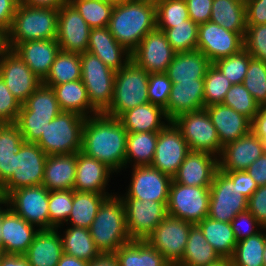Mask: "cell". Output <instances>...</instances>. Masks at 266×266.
<instances>
[{"label":"cell","mask_w":266,"mask_h":266,"mask_svg":"<svg viewBox=\"0 0 266 266\" xmlns=\"http://www.w3.org/2000/svg\"><path fill=\"white\" fill-rule=\"evenodd\" d=\"M127 136L118 118L104 113L90 116L83 125L81 152L118 173L125 164Z\"/></svg>","instance_id":"1"},{"label":"cell","mask_w":266,"mask_h":266,"mask_svg":"<svg viewBox=\"0 0 266 266\" xmlns=\"http://www.w3.org/2000/svg\"><path fill=\"white\" fill-rule=\"evenodd\" d=\"M108 28L115 40L132 53L144 36L156 29L155 0H123L114 5Z\"/></svg>","instance_id":"2"},{"label":"cell","mask_w":266,"mask_h":266,"mask_svg":"<svg viewBox=\"0 0 266 266\" xmlns=\"http://www.w3.org/2000/svg\"><path fill=\"white\" fill-rule=\"evenodd\" d=\"M89 232L101 254H114L132 240L127 230L125 208L120 195L115 193L104 199Z\"/></svg>","instance_id":"3"},{"label":"cell","mask_w":266,"mask_h":266,"mask_svg":"<svg viewBox=\"0 0 266 266\" xmlns=\"http://www.w3.org/2000/svg\"><path fill=\"white\" fill-rule=\"evenodd\" d=\"M7 33L8 49L31 40L56 39L58 35V9L31 7L18 3Z\"/></svg>","instance_id":"4"},{"label":"cell","mask_w":266,"mask_h":266,"mask_svg":"<svg viewBox=\"0 0 266 266\" xmlns=\"http://www.w3.org/2000/svg\"><path fill=\"white\" fill-rule=\"evenodd\" d=\"M148 78L149 73L132 60L116 71L112 102L104 114L119 118L124 112L148 103Z\"/></svg>","instance_id":"5"},{"label":"cell","mask_w":266,"mask_h":266,"mask_svg":"<svg viewBox=\"0 0 266 266\" xmlns=\"http://www.w3.org/2000/svg\"><path fill=\"white\" fill-rule=\"evenodd\" d=\"M85 120L86 117L75 112L62 111L48 123L36 144L47 155L80 152Z\"/></svg>","instance_id":"6"},{"label":"cell","mask_w":266,"mask_h":266,"mask_svg":"<svg viewBox=\"0 0 266 266\" xmlns=\"http://www.w3.org/2000/svg\"><path fill=\"white\" fill-rule=\"evenodd\" d=\"M80 60L81 80L91 106L99 114L105 113L112 102L116 71L88 51L80 54Z\"/></svg>","instance_id":"7"},{"label":"cell","mask_w":266,"mask_h":266,"mask_svg":"<svg viewBox=\"0 0 266 266\" xmlns=\"http://www.w3.org/2000/svg\"><path fill=\"white\" fill-rule=\"evenodd\" d=\"M47 156L36 143L23 142L15 153L13 175L0 187V197L22 187L42 185Z\"/></svg>","instance_id":"8"},{"label":"cell","mask_w":266,"mask_h":266,"mask_svg":"<svg viewBox=\"0 0 266 266\" xmlns=\"http://www.w3.org/2000/svg\"><path fill=\"white\" fill-rule=\"evenodd\" d=\"M172 121L181 130L190 151L206 152L216 157L221 154L223 147L205 108L180 114Z\"/></svg>","instance_id":"9"},{"label":"cell","mask_w":266,"mask_h":266,"mask_svg":"<svg viewBox=\"0 0 266 266\" xmlns=\"http://www.w3.org/2000/svg\"><path fill=\"white\" fill-rule=\"evenodd\" d=\"M210 187L185 186L172 180L167 203L168 215L198 224L209 213Z\"/></svg>","instance_id":"10"},{"label":"cell","mask_w":266,"mask_h":266,"mask_svg":"<svg viewBox=\"0 0 266 266\" xmlns=\"http://www.w3.org/2000/svg\"><path fill=\"white\" fill-rule=\"evenodd\" d=\"M248 208V199L241 193L237 181H232L219 169L210 185L208 217L215 221L231 222Z\"/></svg>","instance_id":"11"},{"label":"cell","mask_w":266,"mask_h":266,"mask_svg":"<svg viewBox=\"0 0 266 266\" xmlns=\"http://www.w3.org/2000/svg\"><path fill=\"white\" fill-rule=\"evenodd\" d=\"M192 225L167 215L145 240L171 265H177L182 260Z\"/></svg>","instance_id":"12"},{"label":"cell","mask_w":266,"mask_h":266,"mask_svg":"<svg viewBox=\"0 0 266 266\" xmlns=\"http://www.w3.org/2000/svg\"><path fill=\"white\" fill-rule=\"evenodd\" d=\"M49 190L43 185L22 187L5 199L9 207L39 230L49 229Z\"/></svg>","instance_id":"13"},{"label":"cell","mask_w":266,"mask_h":266,"mask_svg":"<svg viewBox=\"0 0 266 266\" xmlns=\"http://www.w3.org/2000/svg\"><path fill=\"white\" fill-rule=\"evenodd\" d=\"M126 224L132 240H145L156 226L168 215L167 203L122 198Z\"/></svg>","instance_id":"14"},{"label":"cell","mask_w":266,"mask_h":266,"mask_svg":"<svg viewBox=\"0 0 266 266\" xmlns=\"http://www.w3.org/2000/svg\"><path fill=\"white\" fill-rule=\"evenodd\" d=\"M166 123L158 132L156 150L150 166L173 177L190 152V149L185 138L182 136L181 130L175 123L173 121Z\"/></svg>","instance_id":"15"},{"label":"cell","mask_w":266,"mask_h":266,"mask_svg":"<svg viewBox=\"0 0 266 266\" xmlns=\"http://www.w3.org/2000/svg\"><path fill=\"white\" fill-rule=\"evenodd\" d=\"M243 38L240 33L226 30L223 26L208 21L198 26L197 50L214 63L243 49Z\"/></svg>","instance_id":"16"},{"label":"cell","mask_w":266,"mask_h":266,"mask_svg":"<svg viewBox=\"0 0 266 266\" xmlns=\"http://www.w3.org/2000/svg\"><path fill=\"white\" fill-rule=\"evenodd\" d=\"M175 54L165 33L156 28L144 36L131 53V60L148 73H166Z\"/></svg>","instance_id":"17"},{"label":"cell","mask_w":266,"mask_h":266,"mask_svg":"<svg viewBox=\"0 0 266 266\" xmlns=\"http://www.w3.org/2000/svg\"><path fill=\"white\" fill-rule=\"evenodd\" d=\"M0 76L21 104L42 84V81L11 49H7L0 56Z\"/></svg>","instance_id":"18"},{"label":"cell","mask_w":266,"mask_h":266,"mask_svg":"<svg viewBox=\"0 0 266 266\" xmlns=\"http://www.w3.org/2000/svg\"><path fill=\"white\" fill-rule=\"evenodd\" d=\"M132 169V180L128 191L125 193L126 196H121V198L168 202L171 176L152 166H137Z\"/></svg>","instance_id":"19"},{"label":"cell","mask_w":266,"mask_h":266,"mask_svg":"<svg viewBox=\"0 0 266 266\" xmlns=\"http://www.w3.org/2000/svg\"><path fill=\"white\" fill-rule=\"evenodd\" d=\"M91 28L69 2L58 9L57 43L60 50L84 53L89 44Z\"/></svg>","instance_id":"20"},{"label":"cell","mask_w":266,"mask_h":266,"mask_svg":"<svg viewBox=\"0 0 266 266\" xmlns=\"http://www.w3.org/2000/svg\"><path fill=\"white\" fill-rule=\"evenodd\" d=\"M265 153L263 141L251 131L223 146L218 156L220 171H243Z\"/></svg>","instance_id":"21"},{"label":"cell","mask_w":266,"mask_h":266,"mask_svg":"<svg viewBox=\"0 0 266 266\" xmlns=\"http://www.w3.org/2000/svg\"><path fill=\"white\" fill-rule=\"evenodd\" d=\"M2 208L3 253L24 255L39 229L16 214L4 198Z\"/></svg>","instance_id":"22"},{"label":"cell","mask_w":266,"mask_h":266,"mask_svg":"<svg viewBox=\"0 0 266 266\" xmlns=\"http://www.w3.org/2000/svg\"><path fill=\"white\" fill-rule=\"evenodd\" d=\"M218 170V157L206 152L190 151L172 177L185 186L210 187Z\"/></svg>","instance_id":"23"},{"label":"cell","mask_w":266,"mask_h":266,"mask_svg":"<svg viewBox=\"0 0 266 266\" xmlns=\"http://www.w3.org/2000/svg\"><path fill=\"white\" fill-rule=\"evenodd\" d=\"M12 50L43 82L60 51V46L56 39H42L18 43Z\"/></svg>","instance_id":"24"},{"label":"cell","mask_w":266,"mask_h":266,"mask_svg":"<svg viewBox=\"0 0 266 266\" xmlns=\"http://www.w3.org/2000/svg\"><path fill=\"white\" fill-rule=\"evenodd\" d=\"M87 51L114 71H119L131 61V52L115 40L108 26L90 30Z\"/></svg>","instance_id":"25"},{"label":"cell","mask_w":266,"mask_h":266,"mask_svg":"<svg viewBox=\"0 0 266 266\" xmlns=\"http://www.w3.org/2000/svg\"><path fill=\"white\" fill-rule=\"evenodd\" d=\"M205 109L216 128L222 147L251 131V121L229 106L215 104Z\"/></svg>","instance_id":"26"},{"label":"cell","mask_w":266,"mask_h":266,"mask_svg":"<svg viewBox=\"0 0 266 266\" xmlns=\"http://www.w3.org/2000/svg\"><path fill=\"white\" fill-rule=\"evenodd\" d=\"M112 170L102 162L77 152L76 178L73 189L96 194H109L106 191Z\"/></svg>","instance_id":"27"},{"label":"cell","mask_w":266,"mask_h":266,"mask_svg":"<svg viewBox=\"0 0 266 266\" xmlns=\"http://www.w3.org/2000/svg\"><path fill=\"white\" fill-rule=\"evenodd\" d=\"M204 108V80L172 83L169 101L164 110L169 121L180 114Z\"/></svg>","instance_id":"28"},{"label":"cell","mask_w":266,"mask_h":266,"mask_svg":"<svg viewBox=\"0 0 266 266\" xmlns=\"http://www.w3.org/2000/svg\"><path fill=\"white\" fill-rule=\"evenodd\" d=\"M59 228L39 230L24 254L31 266H57L64 254Z\"/></svg>","instance_id":"29"},{"label":"cell","mask_w":266,"mask_h":266,"mask_svg":"<svg viewBox=\"0 0 266 266\" xmlns=\"http://www.w3.org/2000/svg\"><path fill=\"white\" fill-rule=\"evenodd\" d=\"M213 63L199 50L176 53L166 74L172 83L204 80Z\"/></svg>","instance_id":"30"},{"label":"cell","mask_w":266,"mask_h":266,"mask_svg":"<svg viewBox=\"0 0 266 266\" xmlns=\"http://www.w3.org/2000/svg\"><path fill=\"white\" fill-rule=\"evenodd\" d=\"M77 153L48 155L42 185L49 191L73 189Z\"/></svg>","instance_id":"31"},{"label":"cell","mask_w":266,"mask_h":266,"mask_svg":"<svg viewBox=\"0 0 266 266\" xmlns=\"http://www.w3.org/2000/svg\"><path fill=\"white\" fill-rule=\"evenodd\" d=\"M118 119L128 133L159 132L169 122L164 110L150 102L124 112Z\"/></svg>","instance_id":"32"},{"label":"cell","mask_w":266,"mask_h":266,"mask_svg":"<svg viewBox=\"0 0 266 266\" xmlns=\"http://www.w3.org/2000/svg\"><path fill=\"white\" fill-rule=\"evenodd\" d=\"M47 86L54 89L56 99L62 111L75 112L86 118L99 114L91 106L86 87L81 79L66 82L61 85Z\"/></svg>","instance_id":"33"},{"label":"cell","mask_w":266,"mask_h":266,"mask_svg":"<svg viewBox=\"0 0 266 266\" xmlns=\"http://www.w3.org/2000/svg\"><path fill=\"white\" fill-rule=\"evenodd\" d=\"M119 266H171L146 240H131L114 253Z\"/></svg>","instance_id":"34"},{"label":"cell","mask_w":266,"mask_h":266,"mask_svg":"<svg viewBox=\"0 0 266 266\" xmlns=\"http://www.w3.org/2000/svg\"><path fill=\"white\" fill-rule=\"evenodd\" d=\"M209 21L244 37L247 29L245 0H213Z\"/></svg>","instance_id":"35"},{"label":"cell","mask_w":266,"mask_h":266,"mask_svg":"<svg viewBox=\"0 0 266 266\" xmlns=\"http://www.w3.org/2000/svg\"><path fill=\"white\" fill-rule=\"evenodd\" d=\"M197 225L202 230L207 242L221 258H232L237 240L230 222L215 221L205 217Z\"/></svg>","instance_id":"36"},{"label":"cell","mask_w":266,"mask_h":266,"mask_svg":"<svg viewBox=\"0 0 266 266\" xmlns=\"http://www.w3.org/2000/svg\"><path fill=\"white\" fill-rule=\"evenodd\" d=\"M221 257L207 242L200 227L195 224L191 226L188 241L179 266H207L216 262Z\"/></svg>","instance_id":"37"},{"label":"cell","mask_w":266,"mask_h":266,"mask_svg":"<svg viewBox=\"0 0 266 266\" xmlns=\"http://www.w3.org/2000/svg\"><path fill=\"white\" fill-rule=\"evenodd\" d=\"M23 142L15 123L0 124V187L13 175L15 153Z\"/></svg>","instance_id":"38"},{"label":"cell","mask_w":266,"mask_h":266,"mask_svg":"<svg viewBox=\"0 0 266 266\" xmlns=\"http://www.w3.org/2000/svg\"><path fill=\"white\" fill-rule=\"evenodd\" d=\"M111 194H96L74 190L72 210L67 219L70 226L89 229L104 199Z\"/></svg>","instance_id":"39"},{"label":"cell","mask_w":266,"mask_h":266,"mask_svg":"<svg viewBox=\"0 0 266 266\" xmlns=\"http://www.w3.org/2000/svg\"><path fill=\"white\" fill-rule=\"evenodd\" d=\"M158 132L128 133L124 168L134 162L133 167L150 166L154 158Z\"/></svg>","instance_id":"40"},{"label":"cell","mask_w":266,"mask_h":266,"mask_svg":"<svg viewBox=\"0 0 266 266\" xmlns=\"http://www.w3.org/2000/svg\"><path fill=\"white\" fill-rule=\"evenodd\" d=\"M62 238L65 254L91 262L101 255L94 243L89 229L71 226Z\"/></svg>","instance_id":"41"},{"label":"cell","mask_w":266,"mask_h":266,"mask_svg":"<svg viewBox=\"0 0 266 266\" xmlns=\"http://www.w3.org/2000/svg\"><path fill=\"white\" fill-rule=\"evenodd\" d=\"M80 79V54L60 50L51 65L48 76L42 83L45 85H61L66 82Z\"/></svg>","instance_id":"42"},{"label":"cell","mask_w":266,"mask_h":266,"mask_svg":"<svg viewBox=\"0 0 266 266\" xmlns=\"http://www.w3.org/2000/svg\"><path fill=\"white\" fill-rule=\"evenodd\" d=\"M265 228L259 233L238 241L231 258L232 266H263Z\"/></svg>","instance_id":"43"},{"label":"cell","mask_w":266,"mask_h":266,"mask_svg":"<svg viewBox=\"0 0 266 266\" xmlns=\"http://www.w3.org/2000/svg\"><path fill=\"white\" fill-rule=\"evenodd\" d=\"M198 24L190 18L179 23L173 28L159 29L165 36L176 53L197 50Z\"/></svg>","instance_id":"44"},{"label":"cell","mask_w":266,"mask_h":266,"mask_svg":"<svg viewBox=\"0 0 266 266\" xmlns=\"http://www.w3.org/2000/svg\"><path fill=\"white\" fill-rule=\"evenodd\" d=\"M69 2L91 29L109 25L114 5L99 0H70Z\"/></svg>","instance_id":"45"},{"label":"cell","mask_w":266,"mask_h":266,"mask_svg":"<svg viewBox=\"0 0 266 266\" xmlns=\"http://www.w3.org/2000/svg\"><path fill=\"white\" fill-rule=\"evenodd\" d=\"M156 28H173L179 23L189 19L185 0H155Z\"/></svg>","instance_id":"46"},{"label":"cell","mask_w":266,"mask_h":266,"mask_svg":"<svg viewBox=\"0 0 266 266\" xmlns=\"http://www.w3.org/2000/svg\"><path fill=\"white\" fill-rule=\"evenodd\" d=\"M34 115L57 116L62 112L54 89L41 84L23 103Z\"/></svg>","instance_id":"47"},{"label":"cell","mask_w":266,"mask_h":266,"mask_svg":"<svg viewBox=\"0 0 266 266\" xmlns=\"http://www.w3.org/2000/svg\"><path fill=\"white\" fill-rule=\"evenodd\" d=\"M56 116H42L34 115V113L28 110L23 104L19 111L15 124L19 128L24 142L36 143L48 123H50Z\"/></svg>","instance_id":"48"},{"label":"cell","mask_w":266,"mask_h":266,"mask_svg":"<svg viewBox=\"0 0 266 266\" xmlns=\"http://www.w3.org/2000/svg\"><path fill=\"white\" fill-rule=\"evenodd\" d=\"M233 84L223 73L212 64L204 78V105L209 107L215 104H222L226 93Z\"/></svg>","instance_id":"49"},{"label":"cell","mask_w":266,"mask_h":266,"mask_svg":"<svg viewBox=\"0 0 266 266\" xmlns=\"http://www.w3.org/2000/svg\"><path fill=\"white\" fill-rule=\"evenodd\" d=\"M74 189L49 192V229L60 228L67 222L73 205Z\"/></svg>","instance_id":"50"},{"label":"cell","mask_w":266,"mask_h":266,"mask_svg":"<svg viewBox=\"0 0 266 266\" xmlns=\"http://www.w3.org/2000/svg\"><path fill=\"white\" fill-rule=\"evenodd\" d=\"M252 56L245 48L231 56L216 60L213 64L234 85L242 84Z\"/></svg>","instance_id":"51"},{"label":"cell","mask_w":266,"mask_h":266,"mask_svg":"<svg viewBox=\"0 0 266 266\" xmlns=\"http://www.w3.org/2000/svg\"><path fill=\"white\" fill-rule=\"evenodd\" d=\"M222 104L233 108L250 121L258 113L260 105L243 84H234L226 93Z\"/></svg>","instance_id":"52"},{"label":"cell","mask_w":266,"mask_h":266,"mask_svg":"<svg viewBox=\"0 0 266 266\" xmlns=\"http://www.w3.org/2000/svg\"><path fill=\"white\" fill-rule=\"evenodd\" d=\"M242 84L260 106L266 105V62L251 58Z\"/></svg>","instance_id":"53"},{"label":"cell","mask_w":266,"mask_h":266,"mask_svg":"<svg viewBox=\"0 0 266 266\" xmlns=\"http://www.w3.org/2000/svg\"><path fill=\"white\" fill-rule=\"evenodd\" d=\"M172 81L166 73H149L148 78V99L153 105L166 109L170 93Z\"/></svg>","instance_id":"54"},{"label":"cell","mask_w":266,"mask_h":266,"mask_svg":"<svg viewBox=\"0 0 266 266\" xmlns=\"http://www.w3.org/2000/svg\"><path fill=\"white\" fill-rule=\"evenodd\" d=\"M243 41L252 58L266 62V24L247 25Z\"/></svg>","instance_id":"55"},{"label":"cell","mask_w":266,"mask_h":266,"mask_svg":"<svg viewBox=\"0 0 266 266\" xmlns=\"http://www.w3.org/2000/svg\"><path fill=\"white\" fill-rule=\"evenodd\" d=\"M21 105L7 88L4 79L0 76V124L15 123Z\"/></svg>","instance_id":"56"},{"label":"cell","mask_w":266,"mask_h":266,"mask_svg":"<svg viewBox=\"0 0 266 266\" xmlns=\"http://www.w3.org/2000/svg\"><path fill=\"white\" fill-rule=\"evenodd\" d=\"M230 223L237 242L253 236L263 229V226L248 210L239 213Z\"/></svg>","instance_id":"57"},{"label":"cell","mask_w":266,"mask_h":266,"mask_svg":"<svg viewBox=\"0 0 266 266\" xmlns=\"http://www.w3.org/2000/svg\"><path fill=\"white\" fill-rule=\"evenodd\" d=\"M247 210L266 228V185L259 186L248 199Z\"/></svg>","instance_id":"58"},{"label":"cell","mask_w":266,"mask_h":266,"mask_svg":"<svg viewBox=\"0 0 266 266\" xmlns=\"http://www.w3.org/2000/svg\"><path fill=\"white\" fill-rule=\"evenodd\" d=\"M189 18L199 24L210 20L213 0H185Z\"/></svg>","instance_id":"59"},{"label":"cell","mask_w":266,"mask_h":266,"mask_svg":"<svg viewBox=\"0 0 266 266\" xmlns=\"http://www.w3.org/2000/svg\"><path fill=\"white\" fill-rule=\"evenodd\" d=\"M247 25L266 24V0H245Z\"/></svg>","instance_id":"60"},{"label":"cell","mask_w":266,"mask_h":266,"mask_svg":"<svg viewBox=\"0 0 266 266\" xmlns=\"http://www.w3.org/2000/svg\"><path fill=\"white\" fill-rule=\"evenodd\" d=\"M222 172H224L232 181H237L238 188L247 199H249L253 192L258 188L257 183L246 170Z\"/></svg>","instance_id":"61"},{"label":"cell","mask_w":266,"mask_h":266,"mask_svg":"<svg viewBox=\"0 0 266 266\" xmlns=\"http://www.w3.org/2000/svg\"><path fill=\"white\" fill-rule=\"evenodd\" d=\"M20 0H0V28L8 31Z\"/></svg>","instance_id":"62"},{"label":"cell","mask_w":266,"mask_h":266,"mask_svg":"<svg viewBox=\"0 0 266 266\" xmlns=\"http://www.w3.org/2000/svg\"><path fill=\"white\" fill-rule=\"evenodd\" d=\"M251 132L263 141L266 153V105H261L258 113L253 117Z\"/></svg>","instance_id":"63"},{"label":"cell","mask_w":266,"mask_h":266,"mask_svg":"<svg viewBox=\"0 0 266 266\" xmlns=\"http://www.w3.org/2000/svg\"><path fill=\"white\" fill-rule=\"evenodd\" d=\"M246 172L253 178L258 187L266 185V153L254 161L246 169Z\"/></svg>","instance_id":"64"},{"label":"cell","mask_w":266,"mask_h":266,"mask_svg":"<svg viewBox=\"0 0 266 266\" xmlns=\"http://www.w3.org/2000/svg\"><path fill=\"white\" fill-rule=\"evenodd\" d=\"M0 266H31L25 255L3 253Z\"/></svg>","instance_id":"65"},{"label":"cell","mask_w":266,"mask_h":266,"mask_svg":"<svg viewBox=\"0 0 266 266\" xmlns=\"http://www.w3.org/2000/svg\"><path fill=\"white\" fill-rule=\"evenodd\" d=\"M70 0H20V3L31 7L57 8L59 9Z\"/></svg>","instance_id":"66"},{"label":"cell","mask_w":266,"mask_h":266,"mask_svg":"<svg viewBox=\"0 0 266 266\" xmlns=\"http://www.w3.org/2000/svg\"><path fill=\"white\" fill-rule=\"evenodd\" d=\"M89 266H119L114 254H101L89 262Z\"/></svg>","instance_id":"67"},{"label":"cell","mask_w":266,"mask_h":266,"mask_svg":"<svg viewBox=\"0 0 266 266\" xmlns=\"http://www.w3.org/2000/svg\"><path fill=\"white\" fill-rule=\"evenodd\" d=\"M57 266H89V262L64 253Z\"/></svg>","instance_id":"68"},{"label":"cell","mask_w":266,"mask_h":266,"mask_svg":"<svg viewBox=\"0 0 266 266\" xmlns=\"http://www.w3.org/2000/svg\"><path fill=\"white\" fill-rule=\"evenodd\" d=\"M8 49L7 46V33L0 28V56Z\"/></svg>","instance_id":"69"},{"label":"cell","mask_w":266,"mask_h":266,"mask_svg":"<svg viewBox=\"0 0 266 266\" xmlns=\"http://www.w3.org/2000/svg\"><path fill=\"white\" fill-rule=\"evenodd\" d=\"M207 266H232V262L229 258H220L216 262L211 263Z\"/></svg>","instance_id":"70"},{"label":"cell","mask_w":266,"mask_h":266,"mask_svg":"<svg viewBox=\"0 0 266 266\" xmlns=\"http://www.w3.org/2000/svg\"><path fill=\"white\" fill-rule=\"evenodd\" d=\"M2 204H4V198L0 197V250H3V239H2V230H1V224H2Z\"/></svg>","instance_id":"71"},{"label":"cell","mask_w":266,"mask_h":266,"mask_svg":"<svg viewBox=\"0 0 266 266\" xmlns=\"http://www.w3.org/2000/svg\"><path fill=\"white\" fill-rule=\"evenodd\" d=\"M263 266H266V228H265V247H264V250H263Z\"/></svg>","instance_id":"72"},{"label":"cell","mask_w":266,"mask_h":266,"mask_svg":"<svg viewBox=\"0 0 266 266\" xmlns=\"http://www.w3.org/2000/svg\"><path fill=\"white\" fill-rule=\"evenodd\" d=\"M99 1L107 2L112 5H117L118 3H121L123 0H99Z\"/></svg>","instance_id":"73"},{"label":"cell","mask_w":266,"mask_h":266,"mask_svg":"<svg viewBox=\"0 0 266 266\" xmlns=\"http://www.w3.org/2000/svg\"><path fill=\"white\" fill-rule=\"evenodd\" d=\"M2 254H3V250H0V258H1V256H2Z\"/></svg>","instance_id":"74"}]
</instances>
